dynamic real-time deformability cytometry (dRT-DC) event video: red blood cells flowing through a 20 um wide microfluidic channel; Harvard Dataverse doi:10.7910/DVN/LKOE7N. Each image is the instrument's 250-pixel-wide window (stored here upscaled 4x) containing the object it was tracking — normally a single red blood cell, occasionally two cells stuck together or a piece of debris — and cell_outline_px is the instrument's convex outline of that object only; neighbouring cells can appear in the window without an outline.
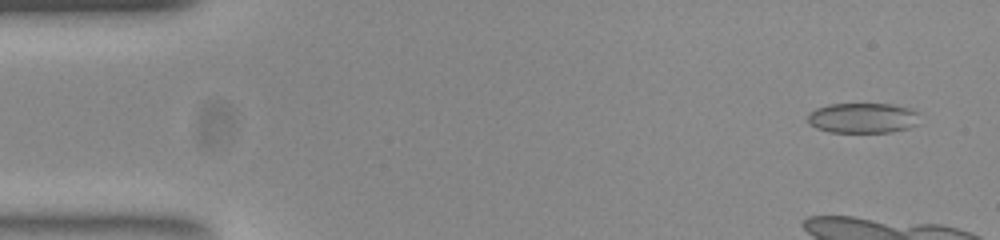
{"species": "common noctule bat (a hibernating species)", "species_latin": "Nyctalus noctula", "temperature_condition": "room temperature", "stored_images_in_passage": 13, "camera_frame_rate_fps": 3000, "um_per_image_px": 0.085, "animal": {"sex": "female", "body_mass_g": 23.0, "forearm_length_mm": 53.4}, "frame": {"image": 1, "passage_image": 3, "time_ms": 0.667, "image_size_px": [1000, 240], "cell_outline_px": [[920, 124], [908, 128], [892, 132], [828, 132], [816, 128], [808, 124], [808, 112], [816, 108], [828, 104], [892, 104], [912, 108], [916, 112]], "centroid_in_image_um": [73.33, 10.03], "position_along_channel_um": 11.7, "area_um2": 20.0}}